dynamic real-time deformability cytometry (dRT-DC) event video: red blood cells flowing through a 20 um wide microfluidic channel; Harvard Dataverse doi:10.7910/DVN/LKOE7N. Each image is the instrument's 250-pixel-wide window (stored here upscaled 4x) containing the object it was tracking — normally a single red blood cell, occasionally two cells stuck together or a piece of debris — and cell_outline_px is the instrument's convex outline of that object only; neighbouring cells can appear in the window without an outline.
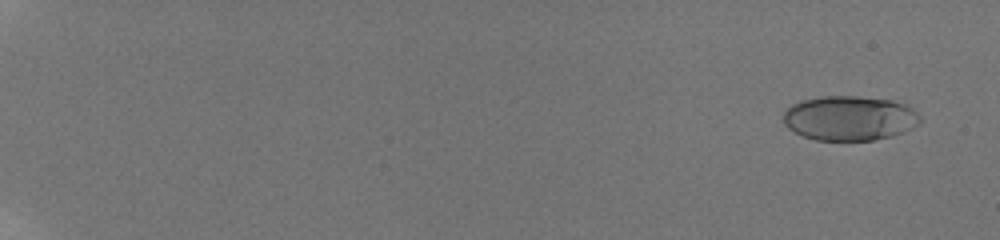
{"species": "human", "species_latin": "Homo sapiens", "temperature_condition": "room temperature", "stored_images_in_passage": 59, "camera_frame_rate_fps": 3000, "um_per_image_px": 0.085, "donor": {"sex": "male"}, "frame": {"image": 1, "passage_image": 4, "time_ms": 1.0, "image_size_px": [1000, 240], "cell_outline_px": [[920, 124], [904, 132], [892, 136], [872, 140], [816, 140], [804, 136], [788, 128], [784, 124], [784, 112], [792, 104], [800, 100], [820, 96], [860, 96], [892, 100], [904, 104], [912, 108], [920, 116]], "centroid_in_image_um": [72.22, 10.03], "position_along_channel_um": 12.8, "area_um2": 35.72}}
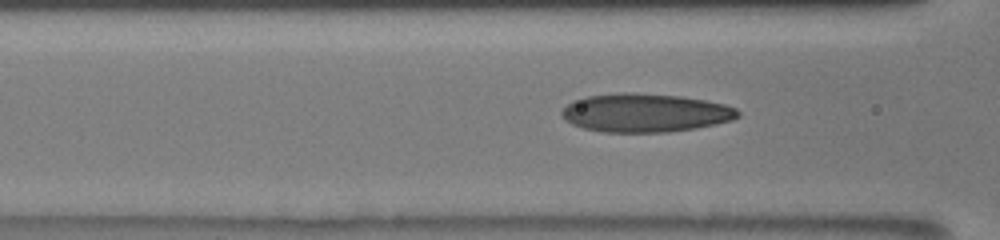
{"frame": {"image": 2, "passage_image": 29, "time_ms": 9.333, "image_size_px": [1000, 240], "cell_outline_px": [[740, 116], [732, 120], [716, 124], [696, 128], [668, 132], [604, 132], [584, 128], [572, 124], [564, 120], [560, 112], [572, 100], [584, 96], [616, 92], [636, 92], [680, 96], [704, 100], [724, 104], [736, 108], [740, 112]], "centroid_in_image_um": [54.82, 9.58], "position_along_channel_um": 111.8, "area_um2": 39.88}}
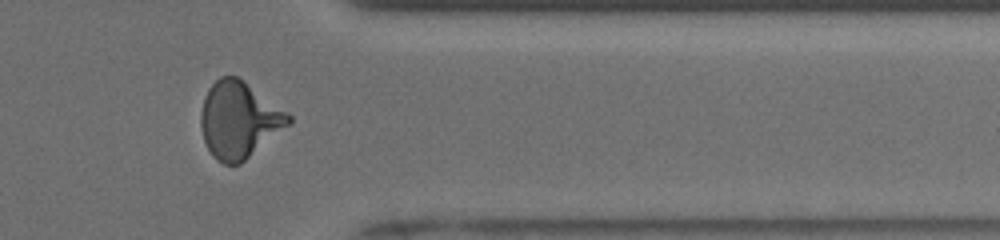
{"frame": {"image": 3, "passage_image": 51, "time_ms": 16.667, "image_size_px": [1000, 240], "cell_outline_px": [[292, 120], [288, 124], [240, 164], [224, 164], [216, 160], [212, 156], [204, 140], [200, 124], [200, 112], [204, 96], [208, 88], [220, 76], [236, 76], [288, 112], [292, 116]], "centroid_in_image_um": [20.27, 10.19], "position_along_channel_um": 391.1, "area_um2": 38.55}, "authors_computed_cell_mechanics": {"area_um2": 36.703, "velocity_mm_per_s": 3.8585, "shape_relaxation_time_tau1_ms": 4.407, "shape_relaxation_time_tau2_ms": 0.835, "deformation_change_tau1": 0.1917, "deformation_change_tau2": 0.0672}}